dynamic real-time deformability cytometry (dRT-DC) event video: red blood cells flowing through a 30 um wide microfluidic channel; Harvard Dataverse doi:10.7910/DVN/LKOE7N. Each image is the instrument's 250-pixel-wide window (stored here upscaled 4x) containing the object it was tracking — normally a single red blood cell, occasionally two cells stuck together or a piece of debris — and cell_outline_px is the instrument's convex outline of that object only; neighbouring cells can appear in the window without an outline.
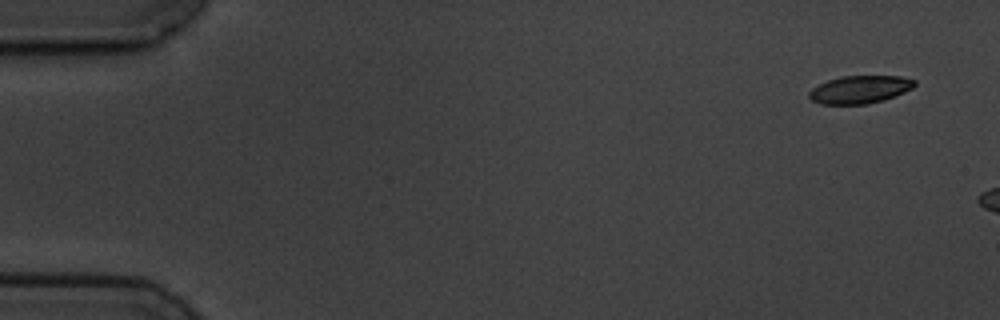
{"species": "common noctule bat (a hibernating species)", "species_latin": "Nyctalus noctula", "temperature_condition": "cold", "stored_images_in_passage": 3, "camera_frame_rate_fps": 3000, "um_per_image_px": 0.085, "animal": {"sex": "male", "body_mass_g": 19.5, "forearm_length_mm": 54.6}, "frame": {"image": 1, "passage_image": 1, "time_ms": 0.0, "image_size_px": [1000, 320], "cell_outline_px": [[916, 84], [912, 88], [904, 92], [884, 100], [868, 104], [820, 104], [812, 100], [808, 96], [808, 92], [812, 88], [828, 80], [840, 76], [900, 76], [916, 80]], "centroid_in_image_um": [73.08, 7.61], "position_along_channel_um": 11.9, "area_um2": 17.11}}